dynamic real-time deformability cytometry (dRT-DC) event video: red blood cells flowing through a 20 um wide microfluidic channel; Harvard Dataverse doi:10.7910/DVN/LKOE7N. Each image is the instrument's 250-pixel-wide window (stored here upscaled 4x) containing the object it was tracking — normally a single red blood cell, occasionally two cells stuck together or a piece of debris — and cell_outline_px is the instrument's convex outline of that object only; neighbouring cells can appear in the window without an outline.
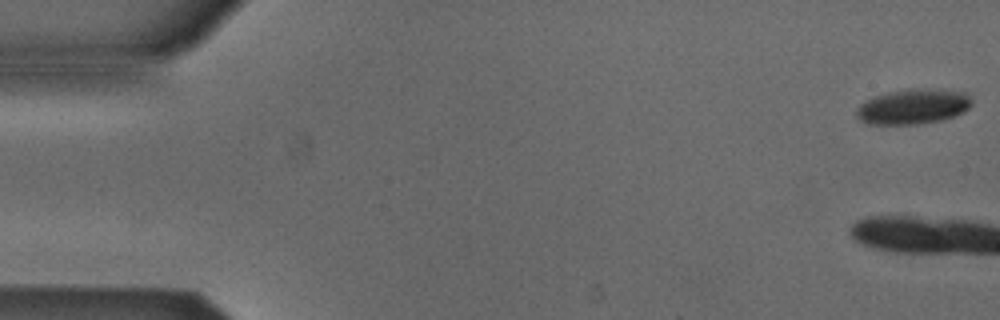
{"species": "Egyptian fruit bat (a non-hibernating species)", "species_latin": "Rousettus aegyptiacus", "temperature_condition": "cold", "stored_images_in_passage": 4, "camera_frame_rate_fps": 3000, "um_per_image_px": 0.085, "animal": {"sex": "male"}, "frame": {"image": 1, "passage_image": 1, "time_ms": 0.0, "image_size_px": [1000, 320], "cell_outline_px": [[972, 104], [964, 112], [940, 120], [920, 124], [868, 124], [860, 120], [856, 116], [856, 108], [860, 104], [876, 96], [908, 88], [964, 92], [972, 100]], "centroid_in_image_um": [77.59, 9.07], "position_along_channel_um": 7.4, "area_um2": 23.18}}